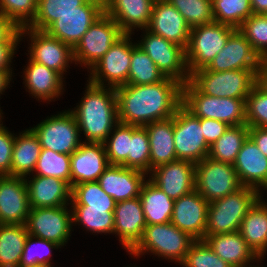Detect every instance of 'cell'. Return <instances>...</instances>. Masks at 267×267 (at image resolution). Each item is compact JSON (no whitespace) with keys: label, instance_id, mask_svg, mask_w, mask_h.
<instances>
[{"label":"cell","instance_id":"6da1fadb","mask_svg":"<svg viewBox=\"0 0 267 267\" xmlns=\"http://www.w3.org/2000/svg\"><path fill=\"white\" fill-rule=\"evenodd\" d=\"M182 88V83L168 77L155 84L115 88L119 122L144 127L173 117L182 106Z\"/></svg>","mask_w":267,"mask_h":267},{"label":"cell","instance_id":"7a4b0ae2","mask_svg":"<svg viewBox=\"0 0 267 267\" xmlns=\"http://www.w3.org/2000/svg\"><path fill=\"white\" fill-rule=\"evenodd\" d=\"M87 82L81 101L69 111L86 137L82 142L104 143L119 123L115 88Z\"/></svg>","mask_w":267,"mask_h":267},{"label":"cell","instance_id":"3957f363","mask_svg":"<svg viewBox=\"0 0 267 267\" xmlns=\"http://www.w3.org/2000/svg\"><path fill=\"white\" fill-rule=\"evenodd\" d=\"M194 241L188 233L181 231L171 222L152 224L145 227L141 240L128 254L137 259L150 253L180 264Z\"/></svg>","mask_w":267,"mask_h":267},{"label":"cell","instance_id":"277c9868","mask_svg":"<svg viewBox=\"0 0 267 267\" xmlns=\"http://www.w3.org/2000/svg\"><path fill=\"white\" fill-rule=\"evenodd\" d=\"M262 196L258 190L243 186L235 193L209 203L204 236L239 231L243 218Z\"/></svg>","mask_w":267,"mask_h":267},{"label":"cell","instance_id":"5b68a950","mask_svg":"<svg viewBox=\"0 0 267 267\" xmlns=\"http://www.w3.org/2000/svg\"><path fill=\"white\" fill-rule=\"evenodd\" d=\"M182 106L197 118L214 119L229 126L246 124L244 99L209 96L201 93L190 81L182 88Z\"/></svg>","mask_w":267,"mask_h":267},{"label":"cell","instance_id":"8992f818","mask_svg":"<svg viewBox=\"0 0 267 267\" xmlns=\"http://www.w3.org/2000/svg\"><path fill=\"white\" fill-rule=\"evenodd\" d=\"M258 69H239L222 72L199 69L190 75V82L203 94L218 98L244 99L256 84Z\"/></svg>","mask_w":267,"mask_h":267},{"label":"cell","instance_id":"52a82bcc","mask_svg":"<svg viewBox=\"0 0 267 267\" xmlns=\"http://www.w3.org/2000/svg\"><path fill=\"white\" fill-rule=\"evenodd\" d=\"M236 28L213 21L191 29L186 48V63L190 75L206 68L225 46Z\"/></svg>","mask_w":267,"mask_h":267},{"label":"cell","instance_id":"ba28073f","mask_svg":"<svg viewBox=\"0 0 267 267\" xmlns=\"http://www.w3.org/2000/svg\"><path fill=\"white\" fill-rule=\"evenodd\" d=\"M124 33L105 12L88 28L73 48L75 65L89 69L101 59Z\"/></svg>","mask_w":267,"mask_h":267},{"label":"cell","instance_id":"9c48e42d","mask_svg":"<svg viewBox=\"0 0 267 267\" xmlns=\"http://www.w3.org/2000/svg\"><path fill=\"white\" fill-rule=\"evenodd\" d=\"M242 187L233 164L209 157L196 164L195 190L208 203L235 193Z\"/></svg>","mask_w":267,"mask_h":267},{"label":"cell","instance_id":"30bf717a","mask_svg":"<svg viewBox=\"0 0 267 267\" xmlns=\"http://www.w3.org/2000/svg\"><path fill=\"white\" fill-rule=\"evenodd\" d=\"M30 129L39 139L42 149L71 155L82 143L78 123L69 109L48 116Z\"/></svg>","mask_w":267,"mask_h":267},{"label":"cell","instance_id":"8fae6325","mask_svg":"<svg viewBox=\"0 0 267 267\" xmlns=\"http://www.w3.org/2000/svg\"><path fill=\"white\" fill-rule=\"evenodd\" d=\"M131 39V34H124L118 39L89 69L87 81L98 86L107 85L113 88L127 85L132 56L133 39Z\"/></svg>","mask_w":267,"mask_h":267},{"label":"cell","instance_id":"7c38bea8","mask_svg":"<svg viewBox=\"0 0 267 267\" xmlns=\"http://www.w3.org/2000/svg\"><path fill=\"white\" fill-rule=\"evenodd\" d=\"M142 39L136 42L157 65L165 76L179 81L183 85L190 80L186 63V51L183 47L167 41L162 36L155 35L143 29Z\"/></svg>","mask_w":267,"mask_h":267},{"label":"cell","instance_id":"4fadbf2b","mask_svg":"<svg viewBox=\"0 0 267 267\" xmlns=\"http://www.w3.org/2000/svg\"><path fill=\"white\" fill-rule=\"evenodd\" d=\"M21 39L27 36L29 47L27 56L30 60L43 64L44 66L58 72L63 78L70 68L69 63H75L73 48L48 35L45 31L34 30L23 27L20 30ZM29 36V37H28ZM65 72V73H64Z\"/></svg>","mask_w":267,"mask_h":267},{"label":"cell","instance_id":"5bb4252c","mask_svg":"<svg viewBox=\"0 0 267 267\" xmlns=\"http://www.w3.org/2000/svg\"><path fill=\"white\" fill-rule=\"evenodd\" d=\"M174 119V146L177 160L194 164L208 157L210 146L206 143L201 128V118L193 116L181 106Z\"/></svg>","mask_w":267,"mask_h":267},{"label":"cell","instance_id":"9a60e30c","mask_svg":"<svg viewBox=\"0 0 267 267\" xmlns=\"http://www.w3.org/2000/svg\"><path fill=\"white\" fill-rule=\"evenodd\" d=\"M61 207L30 208L26 227L29 235L66 246L73 226L72 209Z\"/></svg>","mask_w":267,"mask_h":267},{"label":"cell","instance_id":"2e32d148","mask_svg":"<svg viewBox=\"0 0 267 267\" xmlns=\"http://www.w3.org/2000/svg\"><path fill=\"white\" fill-rule=\"evenodd\" d=\"M104 12V3L87 0L77 11L60 16L45 32L74 48Z\"/></svg>","mask_w":267,"mask_h":267},{"label":"cell","instance_id":"e0dca14e","mask_svg":"<svg viewBox=\"0 0 267 267\" xmlns=\"http://www.w3.org/2000/svg\"><path fill=\"white\" fill-rule=\"evenodd\" d=\"M261 63L262 59L252 45L239 29H236L206 69L213 72L258 69Z\"/></svg>","mask_w":267,"mask_h":267},{"label":"cell","instance_id":"ac0fdd59","mask_svg":"<svg viewBox=\"0 0 267 267\" xmlns=\"http://www.w3.org/2000/svg\"><path fill=\"white\" fill-rule=\"evenodd\" d=\"M196 164L176 160L160 165L149 173V180L171 199L176 200L195 190Z\"/></svg>","mask_w":267,"mask_h":267},{"label":"cell","instance_id":"d6986e66","mask_svg":"<svg viewBox=\"0 0 267 267\" xmlns=\"http://www.w3.org/2000/svg\"><path fill=\"white\" fill-rule=\"evenodd\" d=\"M29 211L24 177L0 176V224H26Z\"/></svg>","mask_w":267,"mask_h":267},{"label":"cell","instance_id":"ffe728a7","mask_svg":"<svg viewBox=\"0 0 267 267\" xmlns=\"http://www.w3.org/2000/svg\"><path fill=\"white\" fill-rule=\"evenodd\" d=\"M209 203L196 191L174 200L171 223L195 240H203Z\"/></svg>","mask_w":267,"mask_h":267},{"label":"cell","instance_id":"44dd1931","mask_svg":"<svg viewBox=\"0 0 267 267\" xmlns=\"http://www.w3.org/2000/svg\"><path fill=\"white\" fill-rule=\"evenodd\" d=\"M146 226L140 197L115 204L113 234L127 253L141 240Z\"/></svg>","mask_w":267,"mask_h":267},{"label":"cell","instance_id":"7402d4cb","mask_svg":"<svg viewBox=\"0 0 267 267\" xmlns=\"http://www.w3.org/2000/svg\"><path fill=\"white\" fill-rule=\"evenodd\" d=\"M147 30L183 47L189 44L191 28L182 14L168 1H155Z\"/></svg>","mask_w":267,"mask_h":267},{"label":"cell","instance_id":"603a6c76","mask_svg":"<svg viewBox=\"0 0 267 267\" xmlns=\"http://www.w3.org/2000/svg\"><path fill=\"white\" fill-rule=\"evenodd\" d=\"M71 187L97 181L108 168L104 143L82 142L70 156Z\"/></svg>","mask_w":267,"mask_h":267},{"label":"cell","instance_id":"cb8c5ba5","mask_svg":"<svg viewBox=\"0 0 267 267\" xmlns=\"http://www.w3.org/2000/svg\"><path fill=\"white\" fill-rule=\"evenodd\" d=\"M146 177L147 173L137 169L109 165L97 182L117 203L139 197Z\"/></svg>","mask_w":267,"mask_h":267},{"label":"cell","instance_id":"d4e9b609","mask_svg":"<svg viewBox=\"0 0 267 267\" xmlns=\"http://www.w3.org/2000/svg\"><path fill=\"white\" fill-rule=\"evenodd\" d=\"M27 176L24 179L27 185L30 208L70 205L72 187L68 182L50 176Z\"/></svg>","mask_w":267,"mask_h":267},{"label":"cell","instance_id":"484cf974","mask_svg":"<svg viewBox=\"0 0 267 267\" xmlns=\"http://www.w3.org/2000/svg\"><path fill=\"white\" fill-rule=\"evenodd\" d=\"M233 166L242 186L254 188L263 195V190L267 189V157L249 136L244 141Z\"/></svg>","mask_w":267,"mask_h":267},{"label":"cell","instance_id":"4316f807","mask_svg":"<svg viewBox=\"0 0 267 267\" xmlns=\"http://www.w3.org/2000/svg\"><path fill=\"white\" fill-rule=\"evenodd\" d=\"M155 0H106L105 13L124 34H134V29H147Z\"/></svg>","mask_w":267,"mask_h":267},{"label":"cell","instance_id":"83f0119b","mask_svg":"<svg viewBox=\"0 0 267 267\" xmlns=\"http://www.w3.org/2000/svg\"><path fill=\"white\" fill-rule=\"evenodd\" d=\"M24 66L23 83L27 92L37 101L52 102L63 95L64 78L56 71L28 58Z\"/></svg>","mask_w":267,"mask_h":267},{"label":"cell","instance_id":"f1b7e54d","mask_svg":"<svg viewBox=\"0 0 267 267\" xmlns=\"http://www.w3.org/2000/svg\"><path fill=\"white\" fill-rule=\"evenodd\" d=\"M208 246L232 267H244L249 263H263L265 257H258L242 238L239 231L204 236Z\"/></svg>","mask_w":267,"mask_h":267},{"label":"cell","instance_id":"f546056e","mask_svg":"<svg viewBox=\"0 0 267 267\" xmlns=\"http://www.w3.org/2000/svg\"><path fill=\"white\" fill-rule=\"evenodd\" d=\"M150 144V172L163 164L177 160L174 146V119L154 121L144 126Z\"/></svg>","mask_w":267,"mask_h":267},{"label":"cell","instance_id":"4dcf8cb0","mask_svg":"<svg viewBox=\"0 0 267 267\" xmlns=\"http://www.w3.org/2000/svg\"><path fill=\"white\" fill-rule=\"evenodd\" d=\"M242 238L258 257L267 252V201L263 196L253 205L241 222Z\"/></svg>","mask_w":267,"mask_h":267},{"label":"cell","instance_id":"1f68e13d","mask_svg":"<svg viewBox=\"0 0 267 267\" xmlns=\"http://www.w3.org/2000/svg\"><path fill=\"white\" fill-rule=\"evenodd\" d=\"M41 145L35 133L26 129L15 136L12 151V176L31 175L40 156Z\"/></svg>","mask_w":267,"mask_h":267},{"label":"cell","instance_id":"d6a6232c","mask_svg":"<svg viewBox=\"0 0 267 267\" xmlns=\"http://www.w3.org/2000/svg\"><path fill=\"white\" fill-rule=\"evenodd\" d=\"M139 197L146 225L171 222L174 200L149 179L142 186Z\"/></svg>","mask_w":267,"mask_h":267},{"label":"cell","instance_id":"836d02e7","mask_svg":"<svg viewBox=\"0 0 267 267\" xmlns=\"http://www.w3.org/2000/svg\"><path fill=\"white\" fill-rule=\"evenodd\" d=\"M27 236L25 224H0V267H19Z\"/></svg>","mask_w":267,"mask_h":267},{"label":"cell","instance_id":"e575fe53","mask_svg":"<svg viewBox=\"0 0 267 267\" xmlns=\"http://www.w3.org/2000/svg\"><path fill=\"white\" fill-rule=\"evenodd\" d=\"M248 136L249 126L247 124L229 126L224 134L210 146L208 157L215 161L233 164Z\"/></svg>","mask_w":267,"mask_h":267},{"label":"cell","instance_id":"d590c367","mask_svg":"<svg viewBox=\"0 0 267 267\" xmlns=\"http://www.w3.org/2000/svg\"><path fill=\"white\" fill-rule=\"evenodd\" d=\"M73 226L81 225L86 231L97 234H113L115 208H89L71 206Z\"/></svg>","mask_w":267,"mask_h":267},{"label":"cell","instance_id":"8d00e7d4","mask_svg":"<svg viewBox=\"0 0 267 267\" xmlns=\"http://www.w3.org/2000/svg\"><path fill=\"white\" fill-rule=\"evenodd\" d=\"M87 0H38L37 13L27 26L34 30L45 31L60 16L77 11Z\"/></svg>","mask_w":267,"mask_h":267},{"label":"cell","instance_id":"74e56055","mask_svg":"<svg viewBox=\"0 0 267 267\" xmlns=\"http://www.w3.org/2000/svg\"><path fill=\"white\" fill-rule=\"evenodd\" d=\"M165 76L137 44L132 42V56L127 84L148 85L162 81Z\"/></svg>","mask_w":267,"mask_h":267},{"label":"cell","instance_id":"f35d334b","mask_svg":"<svg viewBox=\"0 0 267 267\" xmlns=\"http://www.w3.org/2000/svg\"><path fill=\"white\" fill-rule=\"evenodd\" d=\"M139 126L118 123L104 142L110 165L126 167L129 155V140Z\"/></svg>","mask_w":267,"mask_h":267},{"label":"cell","instance_id":"ab89813d","mask_svg":"<svg viewBox=\"0 0 267 267\" xmlns=\"http://www.w3.org/2000/svg\"><path fill=\"white\" fill-rule=\"evenodd\" d=\"M70 156L49 149H41L34 169L35 173L32 175L58 178L71 185Z\"/></svg>","mask_w":267,"mask_h":267},{"label":"cell","instance_id":"60d3db41","mask_svg":"<svg viewBox=\"0 0 267 267\" xmlns=\"http://www.w3.org/2000/svg\"><path fill=\"white\" fill-rule=\"evenodd\" d=\"M116 202L97 181L83 182L72 186L71 206H89V208H115Z\"/></svg>","mask_w":267,"mask_h":267},{"label":"cell","instance_id":"b9f144b4","mask_svg":"<svg viewBox=\"0 0 267 267\" xmlns=\"http://www.w3.org/2000/svg\"><path fill=\"white\" fill-rule=\"evenodd\" d=\"M214 21L238 29L253 12L250 0H212Z\"/></svg>","mask_w":267,"mask_h":267},{"label":"cell","instance_id":"7bdbcfd3","mask_svg":"<svg viewBox=\"0 0 267 267\" xmlns=\"http://www.w3.org/2000/svg\"><path fill=\"white\" fill-rule=\"evenodd\" d=\"M185 18L192 29L214 21L212 0H167Z\"/></svg>","mask_w":267,"mask_h":267},{"label":"cell","instance_id":"ee69618b","mask_svg":"<svg viewBox=\"0 0 267 267\" xmlns=\"http://www.w3.org/2000/svg\"><path fill=\"white\" fill-rule=\"evenodd\" d=\"M59 248L61 249V246L54 242L28 234L19 267L51 265L52 251Z\"/></svg>","mask_w":267,"mask_h":267},{"label":"cell","instance_id":"f6af8a7d","mask_svg":"<svg viewBox=\"0 0 267 267\" xmlns=\"http://www.w3.org/2000/svg\"><path fill=\"white\" fill-rule=\"evenodd\" d=\"M126 167L150 173V144L145 127H138L132 133Z\"/></svg>","mask_w":267,"mask_h":267},{"label":"cell","instance_id":"bcb514c9","mask_svg":"<svg viewBox=\"0 0 267 267\" xmlns=\"http://www.w3.org/2000/svg\"><path fill=\"white\" fill-rule=\"evenodd\" d=\"M263 60L267 56V16L252 14L238 28Z\"/></svg>","mask_w":267,"mask_h":267},{"label":"cell","instance_id":"7dc6e473","mask_svg":"<svg viewBox=\"0 0 267 267\" xmlns=\"http://www.w3.org/2000/svg\"><path fill=\"white\" fill-rule=\"evenodd\" d=\"M179 265L182 267H232L215 254L204 240H195Z\"/></svg>","mask_w":267,"mask_h":267},{"label":"cell","instance_id":"c3c4849f","mask_svg":"<svg viewBox=\"0 0 267 267\" xmlns=\"http://www.w3.org/2000/svg\"><path fill=\"white\" fill-rule=\"evenodd\" d=\"M38 0H0V13L18 28L27 27L37 13Z\"/></svg>","mask_w":267,"mask_h":267},{"label":"cell","instance_id":"681fc988","mask_svg":"<svg viewBox=\"0 0 267 267\" xmlns=\"http://www.w3.org/2000/svg\"><path fill=\"white\" fill-rule=\"evenodd\" d=\"M245 105L246 124L249 127L267 128V93L255 84L247 96Z\"/></svg>","mask_w":267,"mask_h":267},{"label":"cell","instance_id":"f907efd6","mask_svg":"<svg viewBox=\"0 0 267 267\" xmlns=\"http://www.w3.org/2000/svg\"><path fill=\"white\" fill-rule=\"evenodd\" d=\"M6 126L0 127V176H12V151L15 133Z\"/></svg>","mask_w":267,"mask_h":267},{"label":"cell","instance_id":"816d5d0a","mask_svg":"<svg viewBox=\"0 0 267 267\" xmlns=\"http://www.w3.org/2000/svg\"><path fill=\"white\" fill-rule=\"evenodd\" d=\"M201 128L206 143L211 146L229 128L224 122L214 119H201Z\"/></svg>","mask_w":267,"mask_h":267},{"label":"cell","instance_id":"f5cc1de1","mask_svg":"<svg viewBox=\"0 0 267 267\" xmlns=\"http://www.w3.org/2000/svg\"><path fill=\"white\" fill-rule=\"evenodd\" d=\"M21 28H18L9 18L0 13V42H20Z\"/></svg>","mask_w":267,"mask_h":267},{"label":"cell","instance_id":"db71d44e","mask_svg":"<svg viewBox=\"0 0 267 267\" xmlns=\"http://www.w3.org/2000/svg\"><path fill=\"white\" fill-rule=\"evenodd\" d=\"M20 42H0V70L13 73L11 64Z\"/></svg>","mask_w":267,"mask_h":267},{"label":"cell","instance_id":"11a10c76","mask_svg":"<svg viewBox=\"0 0 267 267\" xmlns=\"http://www.w3.org/2000/svg\"><path fill=\"white\" fill-rule=\"evenodd\" d=\"M249 137L253 140L262 154L267 157V128L249 127Z\"/></svg>","mask_w":267,"mask_h":267},{"label":"cell","instance_id":"9f6ffc18","mask_svg":"<svg viewBox=\"0 0 267 267\" xmlns=\"http://www.w3.org/2000/svg\"><path fill=\"white\" fill-rule=\"evenodd\" d=\"M256 85L267 93V66L263 62L256 72Z\"/></svg>","mask_w":267,"mask_h":267},{"label":"cell","instance_id":"6f0895ef","mask_svg":"<svg viewBox=\"0 0 267 267\" xmlns=\"http://www.w3.org/2000/svg\"><path fill=\"white\" fill-rule=\"evenodd\" d=\"M14 73L9 72L8 70H0V96L5 92V90L9 87L10 82L12 81V77Z\"/></svg>","mask_w":267,"mask_h":267},{"label":"cell","instance_id":"680465c9","mask_svg":"<svg viewBox=\"0 0 267 267\" xmlns=\"http://www.w3.org/2000/svg\"><path fill=\"white\" fill-rule=\"evenodd\" d=\"M253 14L267 13V0H250Z\"/></svg>","mask_w":267,"mask_h":267},{"label":"cell","instance_id":"91938a15","mask_svg":"<svg viewBox=\"0 0 267 267\" xmlns=\"http://www.w3.org/2000/svg\"><path fill=\"white\" fill-rule=\"evenodd\" d=\"M2 114H3V112H2L1 107H0V127L3 126L2 119H4V118H3V115Z\"/></svg>","mask_w":267,"mask_h":267},{"label":"cell","instance_id":"94428289","mask_svg":"<svg viewBox=\"0 0 267 267\" xmlns=\"http://www.w3.org/2000/svg\"><path fill=\"white\" fill-rule=\"evenodd\" d=\"M244 267H266V266H263V265L259 266V264H258V266L257 265L255 266L254 264L252 265V263L251 264L249 263V264L245 265Z\"/></svg>","mask_w":267,"mask_h":267},{"label":"cell","instance_id":"6125c7cd","mask_svg":"<svg viewBox=\"0 0 267 267\" xmlns=\"http://www.w3.org/2000/svg\"><path fill=\"white\" fill-rule=\"evenodd\" d=\"M262 62L267 66V56L262 60Z\"/></svg>","mask_w":267,"mask_h":267},{"label":"cell","instance_id":"be15d7a7","mask_svg":"<svg viewBox=\"0 0 267 267\" xmlns=\"http://www.w3.org/2000/svg\"><path fill=\"white\" fill-rule=\"evenodd\" d=\"M36 267H54L52 265H40V266H36Z\"/></svg>","mask_w":267,"mask_h":267},{"label":"cell","instance_id":"e7e4bbea","mask_svg":"<svg viewBox=\"0 0 267 267\" xmlns=\"http://www.w3.org/2000/svg\"><path fill=\"white\" fill-rule=\"evenodd\" d=\"M96 1H99V2H102V3H106V0H96Z\"/></svg>","mask_w":267,"mask_h":267}]
</instances>
